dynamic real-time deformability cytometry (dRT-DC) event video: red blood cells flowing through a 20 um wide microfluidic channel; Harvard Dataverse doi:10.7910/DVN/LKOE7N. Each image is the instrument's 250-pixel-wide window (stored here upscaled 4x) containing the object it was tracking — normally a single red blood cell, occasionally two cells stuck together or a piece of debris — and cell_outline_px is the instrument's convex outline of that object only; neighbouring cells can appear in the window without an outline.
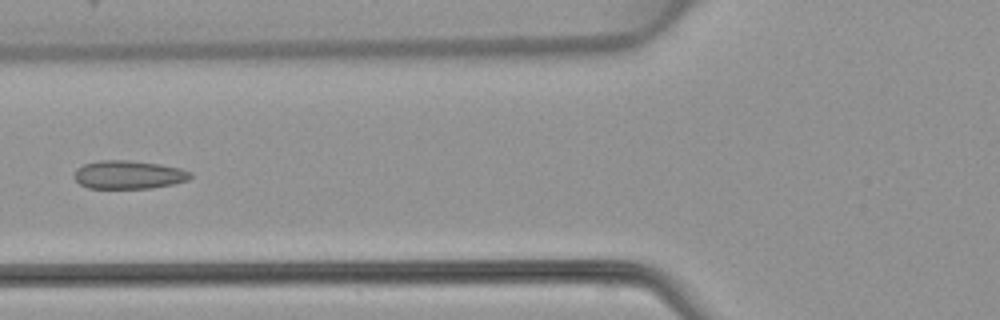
{"species": "common noctule bat (a hibernating species)", "species_latin": "Nyctalus noctula", "temperature_condition": "warm", "stored_images_in_passage": 5, "camera_frame_rate_fps": 3000, "um_per_image_px": 0.085, "animal": {"sex": "female", "body_mass_g": 22.7, "forearm_length_mm": 54.2}, "frame": {"image": 1, "passage_image": 5, "time_ms": 5.0, "image_size_px": [1000, 320], "cell_outline_px": [[192, 176], [188, 180], [172, 184], [152, 188], [88, 188], [80, 184], [72, 176], [76, 168], [84, 164], [96, 160], [128, 160], [160, 164], [180, 168], [192, 172]], "centroid_in_image_um": [10.91, 14.84], "position_along_channel_um": 114.9, "area_um2": 19.36}}